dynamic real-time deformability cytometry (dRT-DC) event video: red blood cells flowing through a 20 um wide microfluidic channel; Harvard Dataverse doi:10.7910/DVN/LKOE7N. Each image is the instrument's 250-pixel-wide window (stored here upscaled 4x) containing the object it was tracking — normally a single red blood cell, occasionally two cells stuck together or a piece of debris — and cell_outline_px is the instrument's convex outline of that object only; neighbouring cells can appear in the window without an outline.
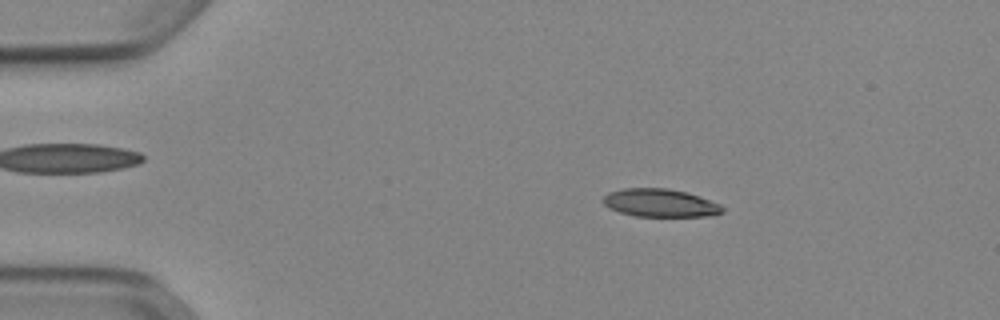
{"species": "Egyptian fruit bat (a non-hibernating species)", "species_latin": "Rousettus aegyptiacus", "temperature_condition": "cold", "stored_images_in_passage": 52, "camera_frame_rate_fps": 3000, "um_per_image_px": 0.085, "animal": {"sex": "female"}, "frame": {"image": 1, "passage_image": 9, "time_ms": 2.667, "image_size_px": [1000, 320], "cell_outline_px": [[724, 212], [708, 216], [636, 216], [620, 212], [608, 208], [600, 200], [608, 192], [624, 188], [668, 188], [688, 192], [700, 196], [720, 204], [724, 208]], "centroid_in_image_um": [56.1, 17.24], "position_along_channel_um": 28.9, "area_um2": 19.65}}
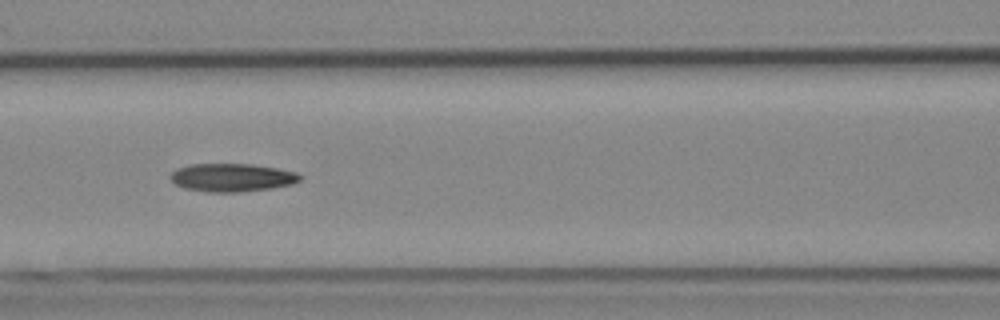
{"frame": {"image": 2, "passage_image": 23, "time_ms": 7.333, "image_size_px": [1000, 320], "cell_outline_px": [[304, 176], [300, 180], [292, 184], [272, 188], [240, 192], [208, 192], [184, 188], [176, 184], [168, 176], [176, 168], [192, 164], [252, 164], [276, 168], [296, 172]], "centroid_in_image_um": [19.72, 15.09], "position_along_channel_um": 146.9, "area_um2": 21.33}}
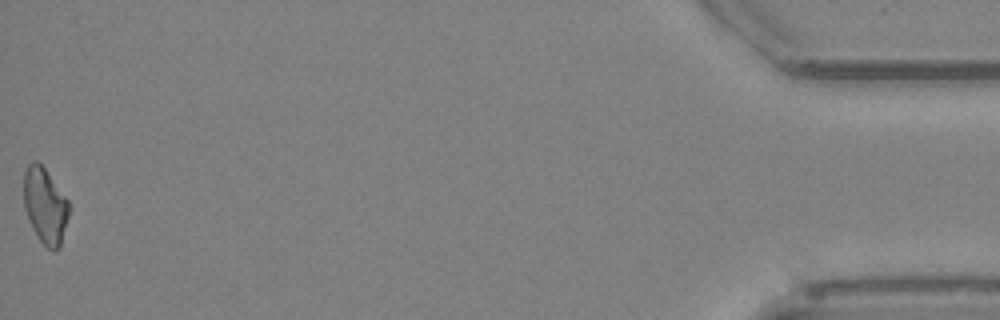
{"frame": {"image": 3, "passage_image": 52, "time_ms": 17.0, "image_size_px": [1000, 320], "cell_outline_px": [[68, 216], [60, 248], [48, 248], [40, 240], [32, 228], [24, 208], [24, 172], [28, 164], [32, 160], [36, 160], [44, 168], [68, 200]], "centroid_in_image_um": [3.81, 17.46], "position_along_channel_um": 431.4, "area_um2": 19.59}, "authors_computed_cell_mechanics": {"area_um2": 20.3167, "velocity_mm_per_s": 3.9146, "shape_relaxation_time_tau1_ms": null, "shape_relaxation_time_tau2_ms": 4.4757, "deformation_change_tau1": null, "deformation_change_tau2": 0.1383}}